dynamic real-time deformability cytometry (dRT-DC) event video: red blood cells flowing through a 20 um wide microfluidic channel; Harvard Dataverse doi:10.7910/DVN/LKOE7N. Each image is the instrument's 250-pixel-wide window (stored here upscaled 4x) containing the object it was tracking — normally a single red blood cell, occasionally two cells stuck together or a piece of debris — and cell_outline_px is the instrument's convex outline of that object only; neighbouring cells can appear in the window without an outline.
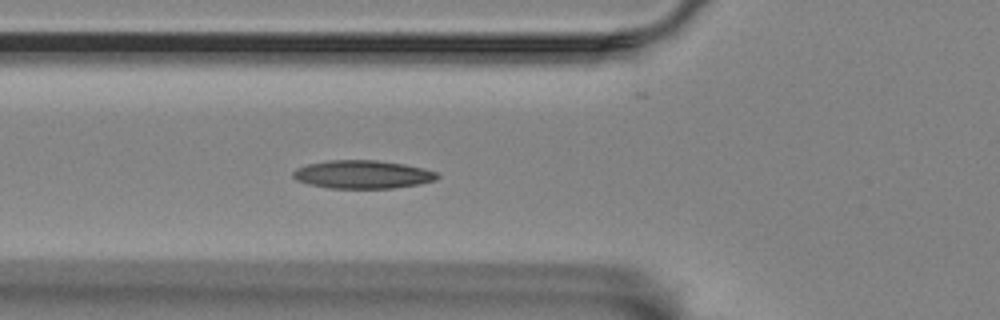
{"species": "Egyptian fruit bat (a non-hibernating species)", "species_latin": "Rousettus aegyptiacus", "temperature_condition": "room temperature", "stored_images_in_passage": 40, "segment_of_instrument_passage": [1, 2], "camera_frame_rate_fps": 3000, "um_per_image_px": 0.085, "animal": {"sex": "female"}, "frame": {"image": 1, "passage_image": 2, "time_ms": 0.333, "image_size_px": [1000, 320], "cell_outline_px": [[440, 176], [436, 180], [420, 184], [392, 188], [328, 188], [308, 184], [296, 180], [292, 176], [292, 172], [296, 168], [308, 164], [332, 160], [376, 160], [404, 164], [424, 168], [436, 172]], "centroid_in_image_um": [30.82, 14.83], "position_along_channel_um": 95.0, "area_um2": 23.76}}
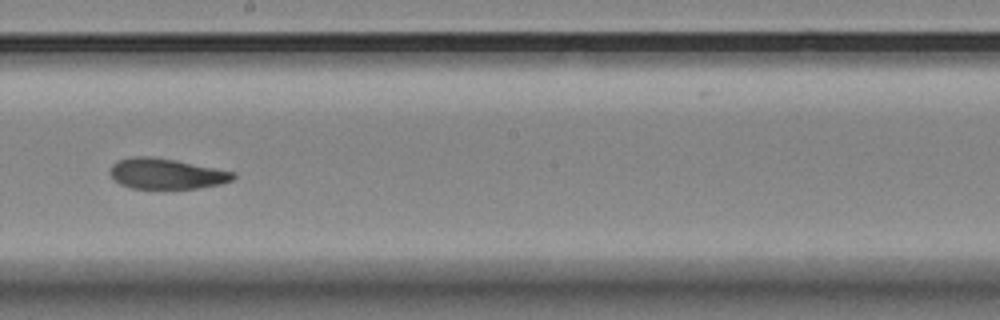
{"frame": {"image": 2, "passage_image": 14, "time_ms": 4.333, "image_size_px": [1000, 320], "cell_outline_px": [[236, 176], [232, 180], [220, 184], [200, 188], [132, 188], [120, 184], [108, 172], [112, 164], [120, 160], [132, 156], [152, 156], [176, 160], [236, 172]], "centroid_in_image_um": [14.15, 14.76], "position_along_channel_um": 234.1, "area_um2": 21.91}}
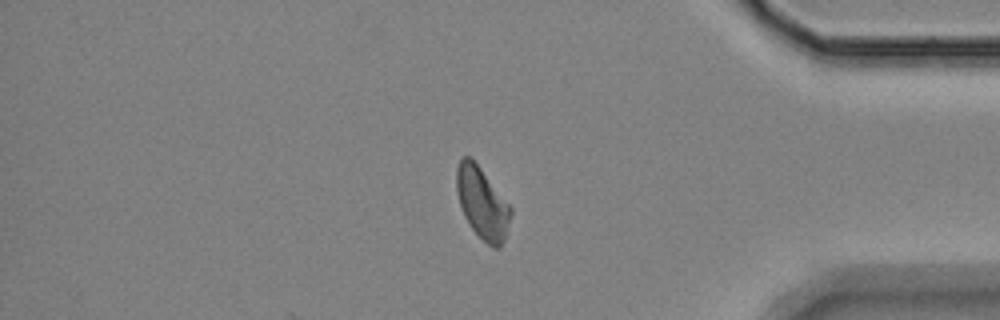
{"frame": {"image": 3, "passage_image": 30, "time_ms": 9.667, "image_size_px": [1000, 320], "cell_outline_px": [[512, 216], [504, 240], [500, 248], [492, 248], [472, 228], [464, 216], [460, 204], [456, 188], [456, 168], [460, 160], [464, 156], [468, 156], [480, 168], [512, 208]], "centroid_in_image_um": [41.0, 17.29], "position_along_channel_um": 394.2, "area_um2": 22.2}}